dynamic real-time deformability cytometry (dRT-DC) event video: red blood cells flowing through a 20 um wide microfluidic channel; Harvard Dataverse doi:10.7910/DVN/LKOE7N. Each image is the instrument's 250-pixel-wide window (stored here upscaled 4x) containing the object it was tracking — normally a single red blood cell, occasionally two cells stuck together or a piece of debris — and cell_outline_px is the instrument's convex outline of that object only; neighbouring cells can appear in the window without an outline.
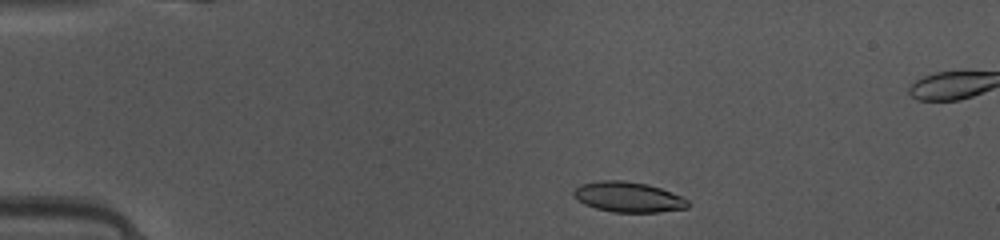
{"species": "common noctule bat (a hibernating species)", "species_latin": "Nyctalus noctula", "temperature_condition": "warm", "stored_images_in_passage": 47, "camera_frame_rate_fps": 3000, "um_per_image_px": 0.085, "animal": {"sex": "female", "body_mass_g": 10.0, "forearm_length_mm": 53.1}, "frame": {"image": 1, "passage_image": 8, "time_ms": 2.333, "image_size_px": [1000, 240], "cell_outline_px": [[688, 208], [660, 212], [612, 212], [596, 208], [584, 204], [572, 192], [580, 184], [600, 180], [624, 180], [648, 184], [672, 192], [688, 200]], "centroid_in_image_um": [53.42, 16.74], "position_along_channel_um": 31.6, "area_um2": 20.11}}
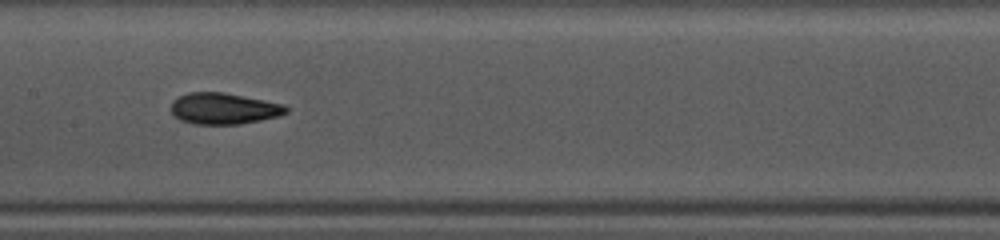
{"frame": {"image": 2, "passage_image": 23, "time_ms": 7.333, "image_size_px": [1000, 240], "cell_outline_px": [[288, 112], [280, 116], [240, 124], [192, 124], [180, 120], [172, 112], [172, 100], [188, 92], [224, 92], [284, 104], [288, 108]], "centroid_in_image_um": [19.03, 9.23], "position_along_channel_um": 188.4, "area_um2": 20.98}}
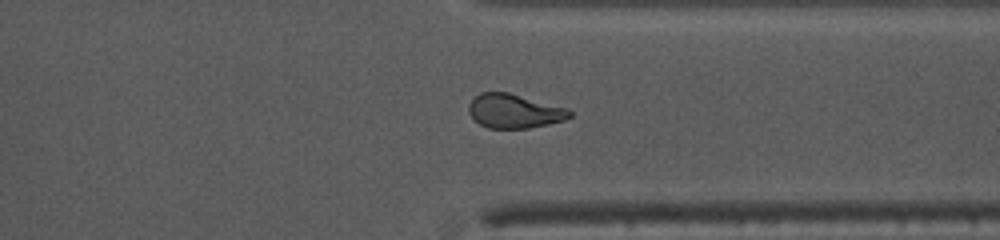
{"frame": {"image": 3, "passage_image": 36, "time_ms": 11.667, "image_size_px": [1000, 240], "cell_outline_px": [[572, 116], [564, 120], [548, 124], [528, 128], [488, 128], [480, 124], [468, 112], [468, 104], [480, 92], [508, 92], [568, 108], [572, 112]], "centroid_in_image_um": [43.72, 9.44], "position_along_channel_um": 367.7, "area_um2": 20.0}, "authors_computed_cell_mechanics": {"area_um2": 20.4612, "velocity_mm_per_s": 4.1468, "shape_relaxation_time_tau1_ms": 3.7871, "shape_relaxation_time_tau2_ms": 1.9804, "deformation_change_tau1": 0.1595, "deformation_change_tau2": 0.081}}